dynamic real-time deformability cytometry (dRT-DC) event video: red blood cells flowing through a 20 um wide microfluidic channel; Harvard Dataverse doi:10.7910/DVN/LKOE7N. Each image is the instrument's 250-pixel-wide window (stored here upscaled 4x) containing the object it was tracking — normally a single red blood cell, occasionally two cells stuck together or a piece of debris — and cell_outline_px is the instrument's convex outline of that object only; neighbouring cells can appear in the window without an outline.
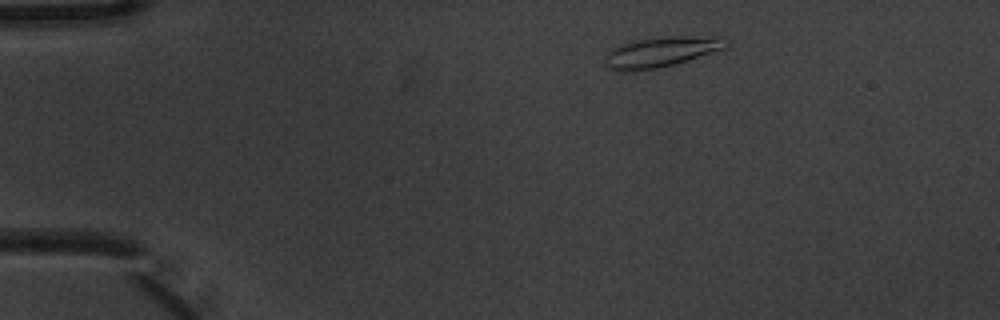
{"species": "common noctule bat (a hibernating species)", "species_latin": "Nyctalus noctula", "temperature_condition": "warm", "stored_images_in_passage": 2, "camera_frame_rate_fps": 3000, "um_per_image_px": 0.085, "animal": {"sex": "male", "body_mass_g": 20.1, "forearm_length_mm": 53.5}, "frame": {"image": 1, "passage_image": 1, "time_ms": 0.0, "image_size_px": [1000, 320], "cell_outline_px": [[728, 44], [724, 48], [688, 60], [656, 68], [624, 72], [620, 72], [608, 68], [604, 60], [608, 52], [612, 48], [620, 44], [632, 40], [652, 36], [680, 36], [728, 40]], "centroid_in_image_um": [56.04, 4.42], "position_along_channel_um": 29.0, "area_um2": 21.04}}